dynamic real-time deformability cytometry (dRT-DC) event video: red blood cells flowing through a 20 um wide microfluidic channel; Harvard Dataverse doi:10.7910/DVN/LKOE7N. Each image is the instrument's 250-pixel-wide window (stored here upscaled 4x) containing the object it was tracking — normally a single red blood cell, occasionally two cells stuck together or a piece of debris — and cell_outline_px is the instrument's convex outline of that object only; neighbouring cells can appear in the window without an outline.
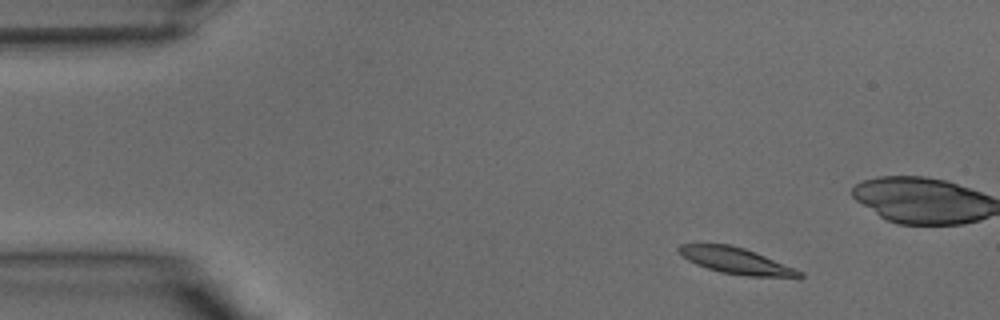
{"species": "common noctule bat (a hibernating species)", "species_latin": "Nyctalus noctula", "temperature_condition": "warm", "stored_images_in_passage": 36, "camera_frame_rate_fps": 3000, "um_per_image_px": 0.085, "animal": {"sex": "male", "body_mass_g": 15.6}, "frame": {"image": 1, "passage_image": 1, "time_ms": 0.0, "image_size_px": [1000, 320], "cell_outline_px": [[804, 276], [748, 276], [720, 272], [696, 264], [688, 260], [676, 248], [680, 244], [728, 244], [744, 248], [804, 272]], "centroid_in_image_um": [62.51, 22.15], "position_along_channel_um": 22.5, "area_um2": 17.86}}